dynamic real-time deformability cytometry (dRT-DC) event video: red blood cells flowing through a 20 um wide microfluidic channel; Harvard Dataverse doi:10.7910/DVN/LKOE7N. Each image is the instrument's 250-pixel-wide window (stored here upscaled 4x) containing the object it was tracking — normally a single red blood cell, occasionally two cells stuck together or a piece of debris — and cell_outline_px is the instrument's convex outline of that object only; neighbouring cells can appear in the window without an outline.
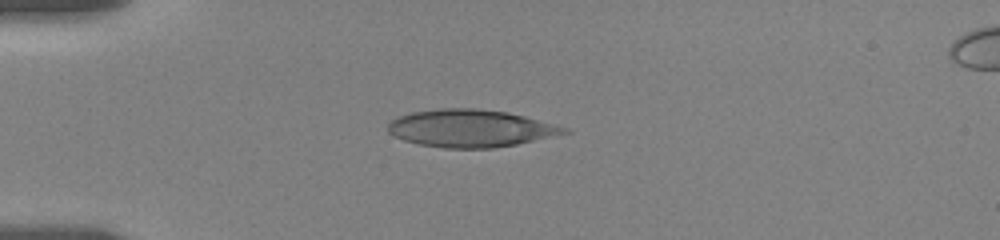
{"species": "human", "species_latin": "Homo sapiens", "temperature_condition": "room temperature", "stored_images_in_passage": 22, "camera_frame_rate_fps": 3000, "um_per_image_px": 0.085, "donor": {"sex": "female"}, "frame": {"image": 1, "passage_image": 1, "time_ms": 0.0, "image_size_px": [1000, 240], "cell_outline_px": [[572, 132], [516, 144], [492, 148], [444, 148], [420, 144], [404, 140], [388, 132], [388, 124], [392, 120], [400, 116], [412, 112], [440, 108], [476, 108], [508, 112], [524, 116], [568, 128]], "centroid_in_image_um": [40.0, 10.9], "position_along_channel_um": 45.0, "area_um2": 38.21}}
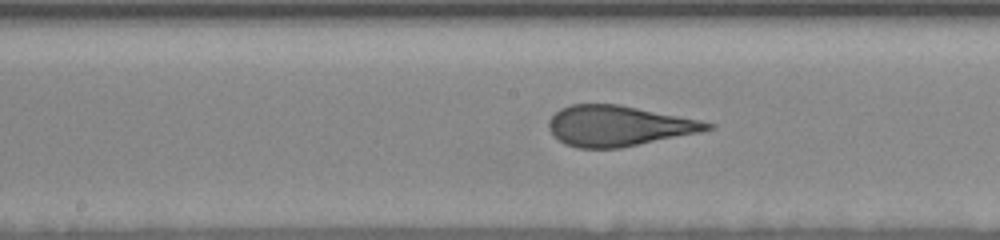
{"frame": {"image": 2, "passage_image": 13, "time_ms": 5.0, "image_size_px": [1000, 240], "cell_outline_px": [[716, 128], [700, 132], [620, 148], [576, 148], [564, 144], [552, 136], [548, 128], [548, 120], [560, 108], [572, 104], [620, 104], [700, 120], [716, 124]], "centroid_in_image_um": [52.55, 10.7], "position_along_channel_um": 195.7, "area_um2": 37.63}}
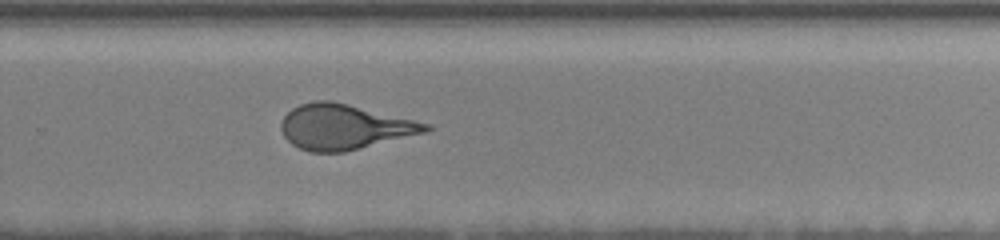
{"frame": {"image": 3, "passage_image": 22, "time_ms": 8.0, "image_size_px": [1000, 240], "cell_outline_px": [[432, 128], [424, 132], [344, 152], [308, 152], [292, 144], [284, 136], [280, 128], [280, 124], [284, 116], [292, 108], [300, 104], [316, 100], [332, 100], [432, 124]], "centroid_in_image_um": [29.23, 10.77], "position_along_channel_um": 300.6, "area_um2": 37.8}}